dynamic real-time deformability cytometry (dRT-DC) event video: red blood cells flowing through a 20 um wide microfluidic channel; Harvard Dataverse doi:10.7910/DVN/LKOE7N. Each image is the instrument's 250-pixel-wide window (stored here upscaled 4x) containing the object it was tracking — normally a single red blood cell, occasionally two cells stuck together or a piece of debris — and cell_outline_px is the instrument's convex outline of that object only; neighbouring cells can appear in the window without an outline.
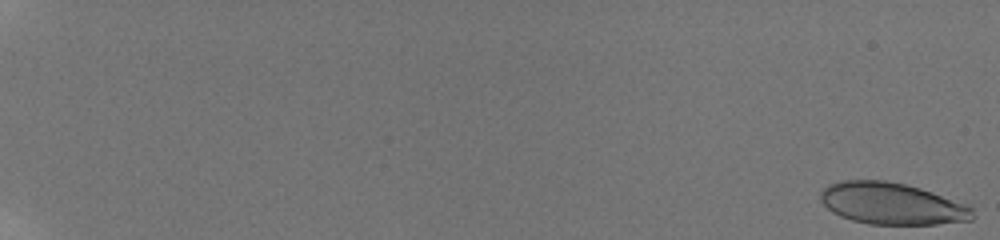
{"species": "human", "species_latin": "Homo sapiens", "temperature_condition": "room temperature", "stored_images_in_passage": 47, "camera_frame_rate_fps": 3000, "um_per_image_px": 0.085, "donor": {"sex": "male"}, "frame": {"image": 1, "passage_image": 1, "time_ms": 0.0, "image_size_px": [1000, 240], "cell_outline_px": [[976, 216], [972, 220], [936, 224], [868, 224], [852, 220], [840, 216], [832, 212], [820, 200], [820, 192], [828, 184], [840, 180], [884, 180], [904, 184], [920, 188], [968, 204], [972, 208]], "centroid_in_image_um": [75.81, 17.3], "position_along_channel_um": 9.2, "area_um2": 37.17}}
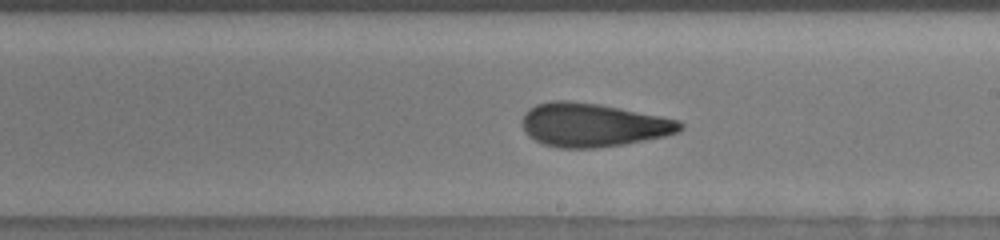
{"frame": {"image": 2, "passage_image": 33, "time_ms": 12.333, "image_size_px": [1000, 240], "cell_outline_px": [[684, 128], [680, 132], [664, 136], [624, 144], [596, 148], [560, 148], [544, 144], [528, 136], [524, 132], [520, 124], [520, 120], [524, 112], [528, 108], [536, 104], [552, 100], [568, 100], [600, 104], [680, 120], [684, 124]], "centroid_in_image_um": [50.36, 10.61], "position_along_channel_um": 238.6, "area_um2": 40.52}}
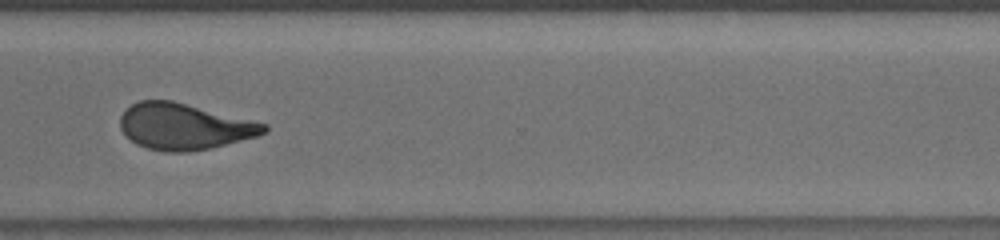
{"frame": {"image": 3, "passage_image": 41, "time_ms": 15.333, "image_size_px": [1000, 240], "cell_outline_px": [[268, 132], [256, 136], [208, 148], [188, 152], [164, 152], [148, 148], [136, 144], [120, 128], [120, 116], [132, 104], [140, 100], [172, 100], [268, 124]], "centroid_in_image_um": [15.65, 10.75], "position_along_channel_um": 354.9, "area_um2": 38.38}, "authors_computed_cell_mechanics": {"area_um2": 38.3792, "velocity_mm_per_s": 3.8803, "shape_relaxation_time_tau1_ms": null, "shape_relaxation_time_tau2_ms": 1.2798, "deformation_change_tau1": null, "deformation_change_tau2": 0.0782}}